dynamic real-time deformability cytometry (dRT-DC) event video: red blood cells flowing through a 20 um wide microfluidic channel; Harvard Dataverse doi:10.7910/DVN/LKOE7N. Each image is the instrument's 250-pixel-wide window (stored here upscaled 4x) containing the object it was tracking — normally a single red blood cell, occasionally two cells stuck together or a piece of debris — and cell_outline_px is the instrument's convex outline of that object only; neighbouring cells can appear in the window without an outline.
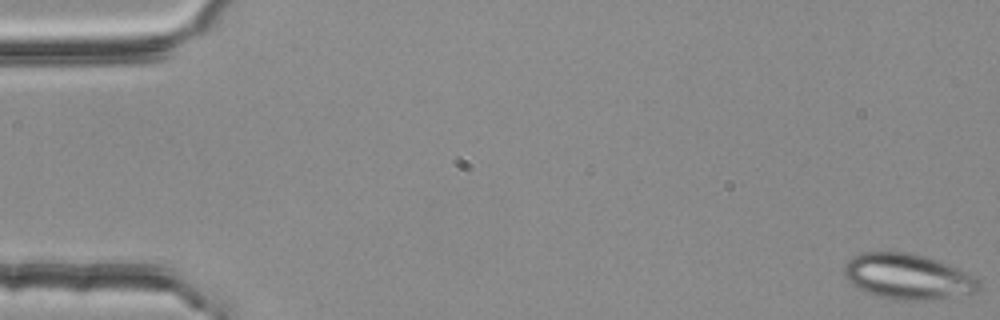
{"species": "common noctule bat (a hibernating species)", "species_latin": "Nyctalus noctula", "temperature_condition": "room temperature", "stored_images_in_passage": 52, "camera_frame_rate_fps": 3000, "um_per_image_px": 0.085, "animal": {"sex": "female", "body_mass_g": 25.1}, "frame": {"image": 1, "passage_image": 1, "time_ms": 0.0, "image_size_px": [1000, 320], "cell_outline_px": [[980, 288], [976, 292], [924, 300], [900, 300], [880, 296], [868, 292], [852, 284], [844, 276], [844, 268], [848, 260], [852, 256], [864, 252], [912, 252], [940, 260], [980, 280]], "centroid_in_image_um": [77.15, 23.48], "position_along_channel_um": 7.9, "area_um2": 35.32}}
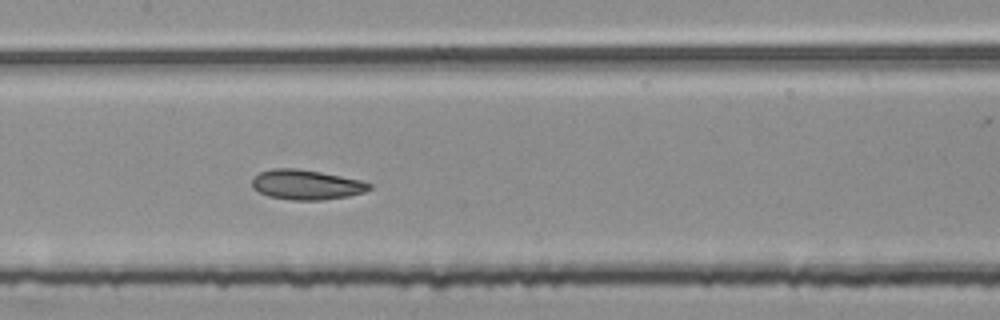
{"frame": {"image": 2, "passage_image": 27, "time_ms": 8.667, "image_size_px": [1000, 320], "cell_outline_px": [[372, 188], [364, 192], [348, 196], [324, 200], [292, 200], [268, 196], [252, 188], [252, 176], [260, 172], [272, 168], [296, 168], [320, 172], [360, 180], [372, 184]], "centroid_in_image_um": [26.01, 15.7], "position_along_channel_um": 181.4, "area_um2": 20.46}}
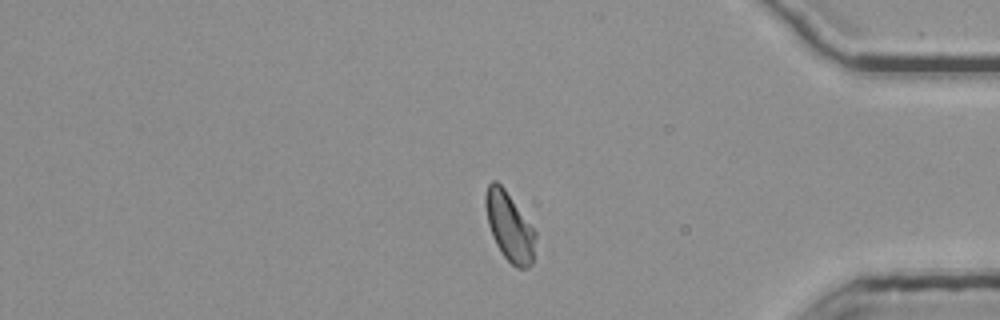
{"frame": {"image": 3, "passage_image": 46, "time_ms": 15.0, "image_size_px": [1000, 320], "cell_outline_px": [[536, 236], [532, 264], [528, 268], [516, 268], [504, 256], [496, 244], [492, 236], [488, 224], [484, 204], [484, 196], [488, 184], [492, 180], [496, 180], [504, 188], [536, 232]], "centroid_in_image_um": [43.28, 19.26], "position_along_channel_um": 391.9, "area_um2": 19.94}, "authors_computed_cell_mechanics": {"area_um2": 20.23, "velocity_mm_per_s": 3.7722, "shape_relaxation_time_tau1_ms": 4.9668, "shape_relaxation_time_tau2_ms": 2.6387, "deformation_change_tau1": 0.1092, "deformation_change_tau2": 0.0669}}